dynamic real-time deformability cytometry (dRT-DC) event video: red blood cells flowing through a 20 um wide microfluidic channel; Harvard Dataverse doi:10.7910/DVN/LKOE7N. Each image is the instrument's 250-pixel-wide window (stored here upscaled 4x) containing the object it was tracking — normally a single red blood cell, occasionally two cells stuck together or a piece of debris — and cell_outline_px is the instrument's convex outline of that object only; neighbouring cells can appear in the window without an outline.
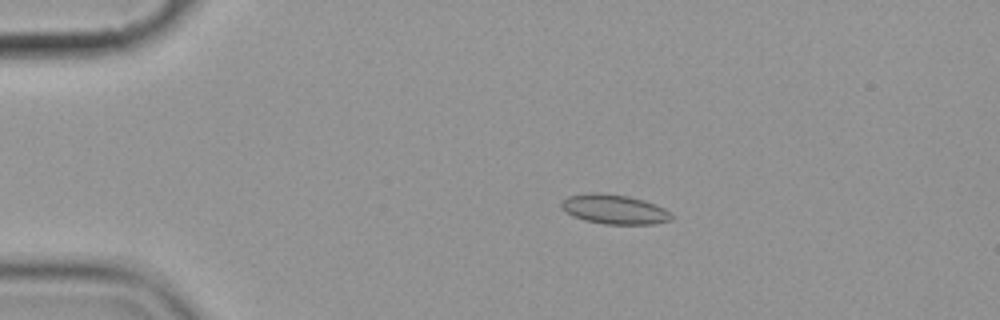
{"species": "common noctule bat (a hibernating species)", "species_latin": "Nyctalus noctula", "temperature_condition": "cold", "stored_images_in_passage": 5, "camera_frame_rate_fps": 3000, "um_per_image_px": 0.085, "animal": {"sex": "female", "body_mass_g": 19.9}, "frame": {"image": 1, "passage_image": 2, "time_ms": 2.0, "image_size_px": [1000, 320], "cell_outline_px": [[672, 220], [652, 224], [604, 224], [584, 220], [572, 216], [560, 204], [560, 200], [568, 196], [588, 192], [596, 192], [628, 196], [644, 200], [656, 204], [664, 208], [672, 216]], "centroid_in_image_um": [52.2, 17.78], "position_along_channel_um": 32.8, "area_um2": 18.96}}
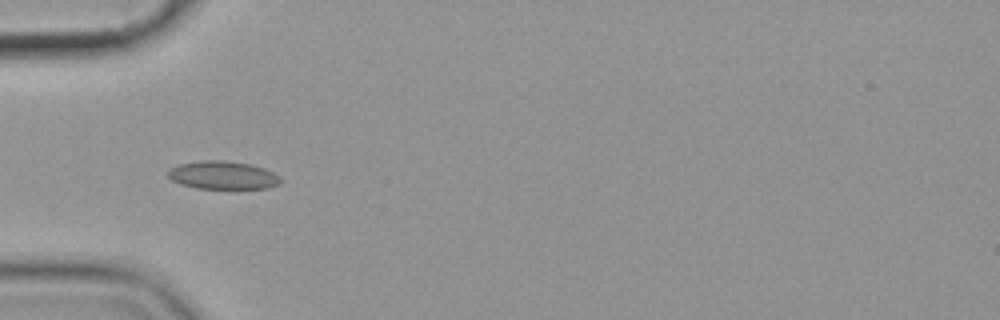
{"frame": {"image": 2, "passage_image": 4, "time_ms": 4.333, "image_size_px": [1000, 320], "cell_outline_px": [[280, 184], [268, 188], [196, 188], [180, 184], [172, 180], [168, 176], [168, 168], [180, 164], [204, 160], [224, 160], [252, 164], [264, 168], [280, 176]], "centroid_in_image_um": [18.94, 14.88], "position_along_channel_um": 66.1, "area_um2": 18.44}}
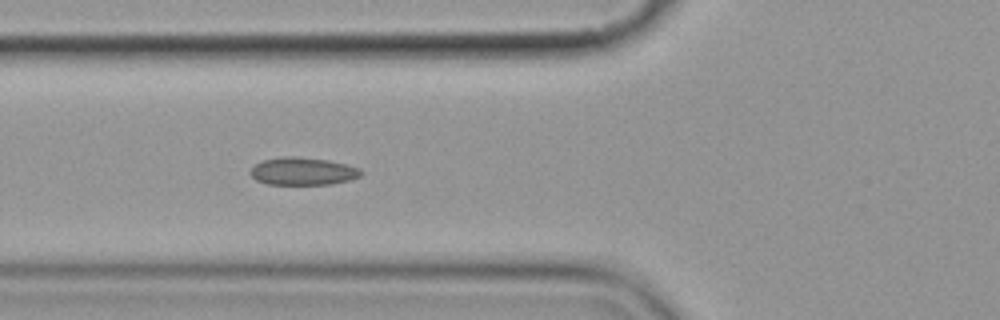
{"frame": {"image": 3, "passage_image": 5, "time_ms": 5.333, "image_size_px": [1000, 320], "cell_outline_px": [[364, 172], [360, 176], [348, 180], [332, 184], [268, 184], [256, 180], [248, 172], [256, 164], [264, 160], [284, 156], [296, 156], [328, 160], [360, 168]], "centroid_in_image_um": [25.74, 14.55], "position_along_channel_um": 100.1, "area_um2": 17.74}}